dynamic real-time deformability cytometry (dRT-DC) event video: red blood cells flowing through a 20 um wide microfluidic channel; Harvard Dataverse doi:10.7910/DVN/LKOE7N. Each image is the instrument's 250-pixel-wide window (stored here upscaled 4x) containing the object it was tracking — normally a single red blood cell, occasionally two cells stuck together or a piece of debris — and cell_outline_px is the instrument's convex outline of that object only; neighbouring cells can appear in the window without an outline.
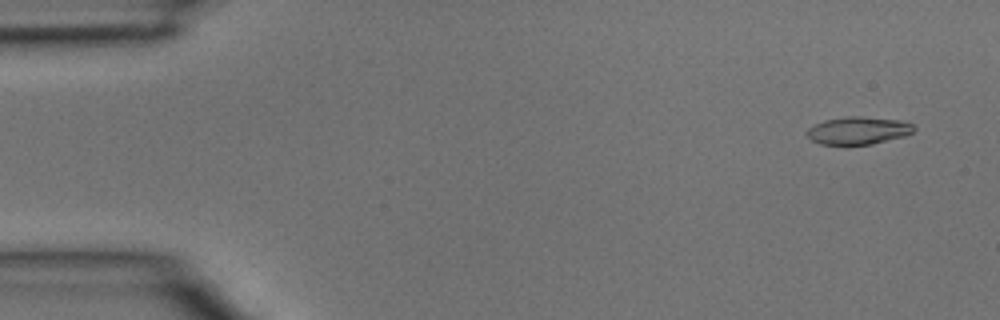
{"species": "common noctule bat (a hibernating species)", "species_latin": "Nyctalus noctula", "temperature_condition": "room temperature", "stored_images_in_passage": 4, "camera_frame_rate_fps": 3000, "um_per_image_px": 0.085, "animal": {"sex": "male", "body_mass_g": 15.6}, "frame": {"image": 1, "passage_image": 1, "time_ms": 0.0, "image_size_px": [1000, 320], "cell_outline_px": [[916, 128], [912, 132], [904, 136], [872, 144], [820, 144], [812, 140], [804, 132], [808, 128], [824, 120], [848, 116], [860, 116], [900, 120], [912, 124]], "centroid_in_image_um": [72.94, 11.09], "position_along_channel_um": 12.1, "area_um2": 17.11}}
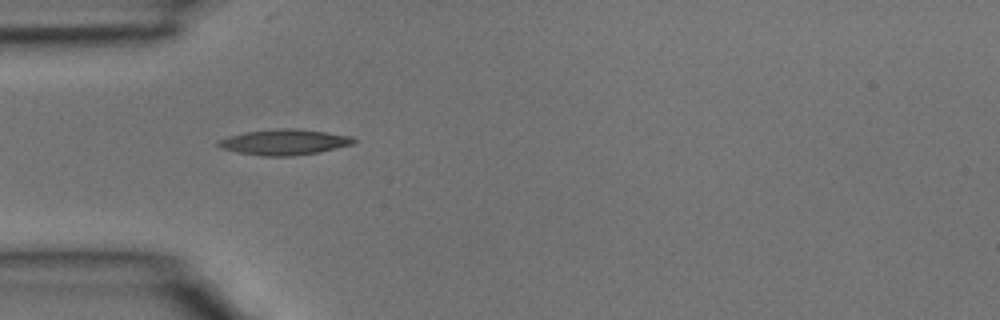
{"frame": {"image": 2, "passage_image": 4, "time_ms": 1.0, "image_size_px": [1000, 320], "cell_outline_px": [[356, 140], [352, 144], [336, 148], [316, 152], [292, 156], [264, 156], [240, 152], [220, 148], [216, 144], [220, 140], [228, 136], [244, 132], [284, 128], [288, 128], [324, 132], [352, 136]], "centroid_in_image_um": [24.14, 12.08], "position_along_channel_um": 60.9, "area_um2": 19.77}}